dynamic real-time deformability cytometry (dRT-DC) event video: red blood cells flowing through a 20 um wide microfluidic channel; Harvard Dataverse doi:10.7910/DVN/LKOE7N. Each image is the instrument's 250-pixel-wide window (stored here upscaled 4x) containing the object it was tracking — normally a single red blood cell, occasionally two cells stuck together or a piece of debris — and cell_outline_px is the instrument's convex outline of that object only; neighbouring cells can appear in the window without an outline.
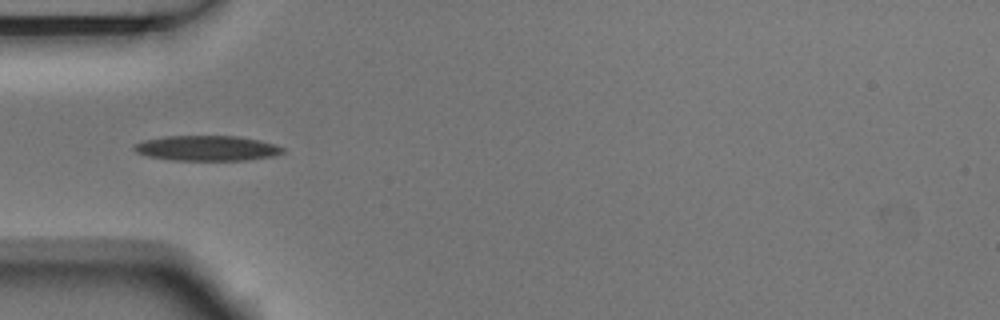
{"species": "Egyptian fruit bat (a non-hibernating species)", "species_latin": "Rousettus aegyptiacus", "temperature_condition": "room temperature", "stored_images_in_passage": 6, "camera_frame_rate_fps": 3000, "um_per_image_px": 0.085, "animal": {"sex": "male"}, "frame": {"image": 1, "passage_image": 1, "time_ms": 0.0, "image_size_px": [1000, 320], "cell_outline_px": [[284, 152], [272, 156], [244, 160], [172, 160], [148, 156], [136, 152], [132, 148], [136, 144], [144, 140], [164, 136], [240, 136], [260, 140], [276, 144], [284, 148]], "centroid_in_image_um": [17.6, 12.59], "position_along_channel_um": 67.4, "area_um2": 21.79}}
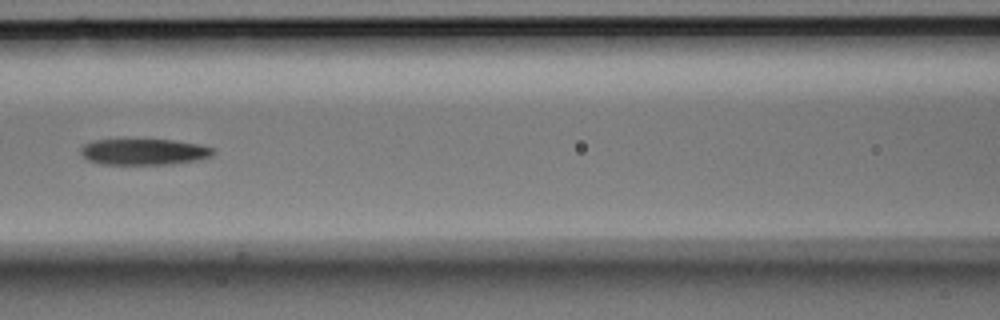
{"frame": {"image": 2, "passage_image": 3, "time_ms": 0.667, "image_size_px": [1000, 320], "cell_outline_px": [[216, 152], [212, 156], [196, 160], [172, 164], [100, 164], [88, 160], [80, 152], [80, 148], [84, 144], [96, 140], [172, 140], [200, 144], [212, 148]], "centroid_in_image_um": [12.25, 12.91], "position_along_channel_um": 154.3, "area_um2": 20.06}}
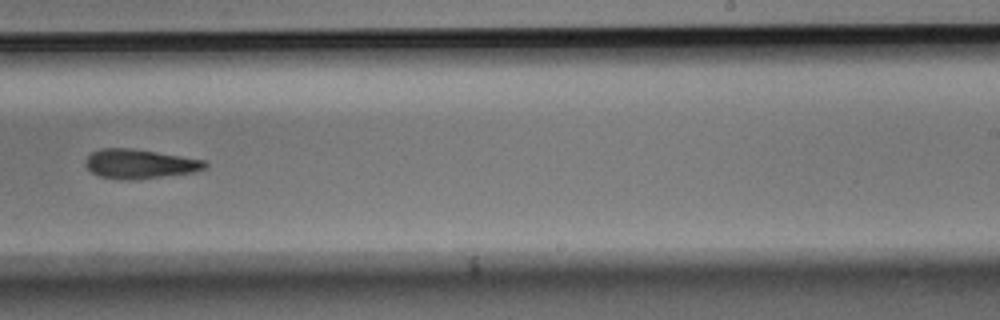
{"frame": {"image": 3, "passage_image": 6, "time_ms": 1.667, "image_size_px": [1000, 320], "cell_outline_px": [[208, 164], [204, 168], [192, 172], [132, 180], [120, 180], [100, 176], [92, 172], [84, 164], [84, 160], [92, 152], [100, 148], [128, 148], [156, 152], [208, 160]], "centroid_in_image_um": [11.85, 13.92], "position_along_channel_um": 277.1, "area_um2": 20.35}}